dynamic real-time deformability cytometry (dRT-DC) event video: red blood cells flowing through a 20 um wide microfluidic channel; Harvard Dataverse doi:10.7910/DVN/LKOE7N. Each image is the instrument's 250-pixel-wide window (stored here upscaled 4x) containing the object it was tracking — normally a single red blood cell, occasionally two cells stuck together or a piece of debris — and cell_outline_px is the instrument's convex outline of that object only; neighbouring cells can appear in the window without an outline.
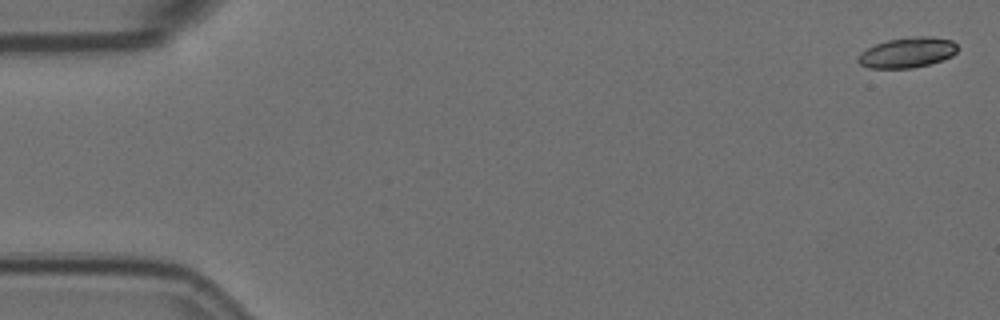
{"species": "Egyptian fruit bat (a non-hibernating species)", "species_latin": "Rousettus aegyptiacus", "temperature_condition": "room temperature", "stored_images_in_passage": 4, "camera_frame_rate_fps": 3000, "um_per_image_px": 0.085, "animal": {"sex": "female"}, "frame": {"image": 1, "passage_image": 1, "time_ms": 0.0, "image_size_px": [1000, 320], "cell_outline_px": [[956, 52], [952, 56], [928, 64], [912, 68], [868, 68], [860, 64], [856, 60], [856, 56], [860, 52], [876, 44], [888, 40], [908, 36], [928, 36], [952, 40], [956, 44]], "centroid_in_image_um": [77.08, 4.46], "position_along_channel_um": 7.9, "area_um2": 17.57}}